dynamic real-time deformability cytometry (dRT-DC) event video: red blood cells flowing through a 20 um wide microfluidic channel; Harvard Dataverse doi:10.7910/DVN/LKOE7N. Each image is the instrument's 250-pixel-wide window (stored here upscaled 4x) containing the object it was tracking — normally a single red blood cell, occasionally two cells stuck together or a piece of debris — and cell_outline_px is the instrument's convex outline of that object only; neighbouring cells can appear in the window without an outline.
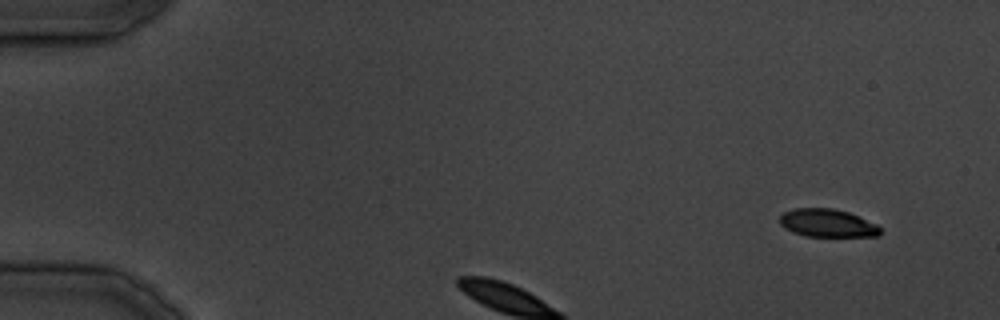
{"species": "common noctule bat (a hibernating species)", "species_latin": "Nyctalus noctula", "temperature_condition": "cold", "stored_images_in_passage": 7, "camera_frame_rate_fps": 3000, "um_per_image_px": 0.085, "animal": {"sex": "male", "body_mass_g": 19.5, "forearm_length_mm": 54.6}, "frame": {"image": 1, "passage_image": 3, "time_ms": 2.333, "image_size_px": [1000, 320], "cell_outline_px": [[880, 236], [804, 236], [792, 232], [784, 228], [780, 224], [780, 216], [784, 212], [792, 208], [832, 208], [848, 212], [860, 216], [876, 224], [880, 228]], "centroid_in_image_um": [70.31, 18.96], "position_along_channel_um": 14.7, "area_um2": 16.47}}